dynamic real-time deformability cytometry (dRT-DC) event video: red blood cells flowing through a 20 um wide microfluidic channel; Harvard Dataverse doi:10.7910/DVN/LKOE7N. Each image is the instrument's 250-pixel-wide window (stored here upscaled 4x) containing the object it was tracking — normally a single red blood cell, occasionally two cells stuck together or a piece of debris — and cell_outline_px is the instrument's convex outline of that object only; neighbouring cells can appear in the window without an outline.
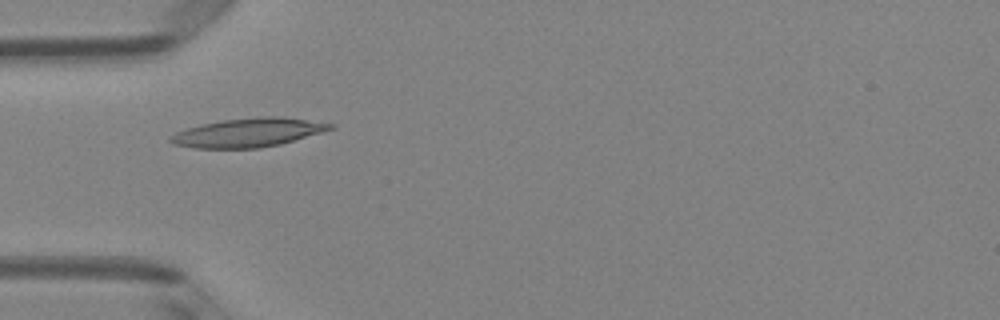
{"species": "Egyptian fruit bat (a non-hibernating species)", "species_latin": "Rousettus aegyptiacus", "temperature_condition": "room temperature", "stored_images_in_passage": 51, "camera_frame_rate_fps": 3000, "um_per_image_px": 0.085, "animal": {"sex": "female"}, "frame": {"image": 1, "passage_image": 16, "time_ms": 5.0, "image_size_px": [1000, 320], "cell_outline_px": [[336, 128], [280, 144], [260, 148], [196, 148], [172, 144], [168, 140], [168, 136], [176, 132], [200, 124], [224, 120], [264, 116], [284, 116], [336, 124]], "centroid_in_image_um": [21.11, 11.26], "position_along_channel_um": 63.9, "area_um2": 26.93}}
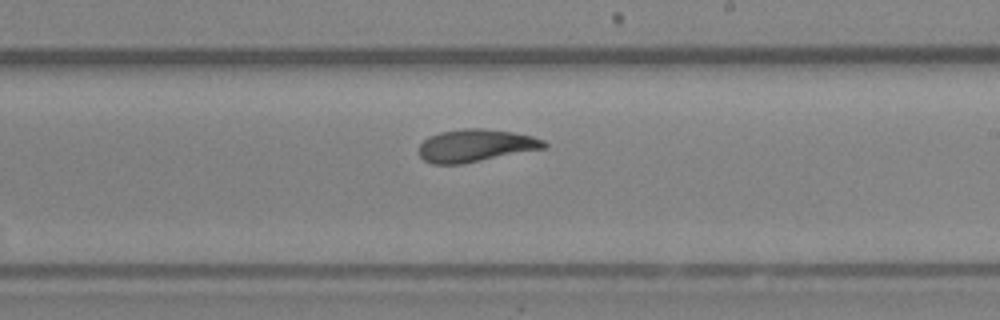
{"frame": {"image": 2, "passage_image": 30, "time_ms": 9.667, "image_size_px": [1000, 320], "cell_outline_px": [[548, 144], [544, 148], [464, 164], [432, 164], [424, 160], [416, 152], [420, 144], [428, 136], [440, 132], [464, 128], [484, 128], [512, 132], [532, 136], [544, 140]], "centroid_in_image_um": [40.38, 12.37], "position_along_channel_um": 248.6, "area_um2": 23.93}}
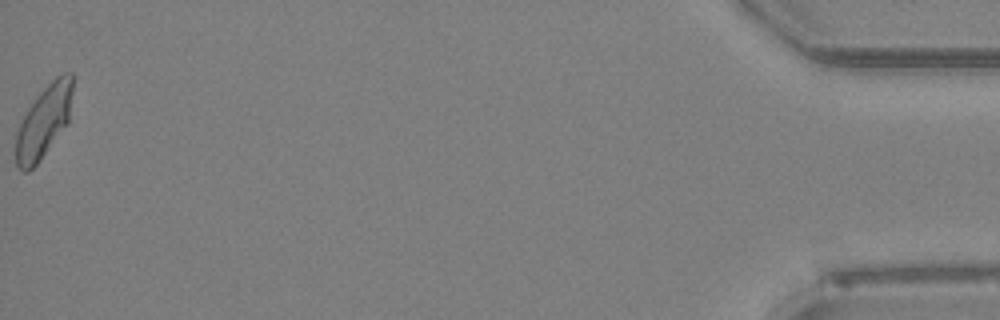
{"frame": {"image": 3, "passage_image": 51, "time_ms": 16.667, "image_size_px": [1000, 320], "cell_outline_px": [[72, 92], [68, 124], [40, 160], [28, 172], [20, 172], [16, 164], [16, 132], [28, 108], [36, 96], [56, 76], [64, 72], [72, 72]], "centroid_in_image_um": [3.72, 10.35], "position_along_channel_um": 431.5, "area_um2": 23.87}, "authors_computed_cell_mechanics": {"area_um2": 24.1026, "velocity_mm_per_s": 4.0104, "shape_relaxation_time_tau1_ms": 3.6135, "shape_relaxation_time_tau2_ms": 2.3952, "deformation_change_tau1": 0.1387, "deformation_change_tau2": 0.0896}}